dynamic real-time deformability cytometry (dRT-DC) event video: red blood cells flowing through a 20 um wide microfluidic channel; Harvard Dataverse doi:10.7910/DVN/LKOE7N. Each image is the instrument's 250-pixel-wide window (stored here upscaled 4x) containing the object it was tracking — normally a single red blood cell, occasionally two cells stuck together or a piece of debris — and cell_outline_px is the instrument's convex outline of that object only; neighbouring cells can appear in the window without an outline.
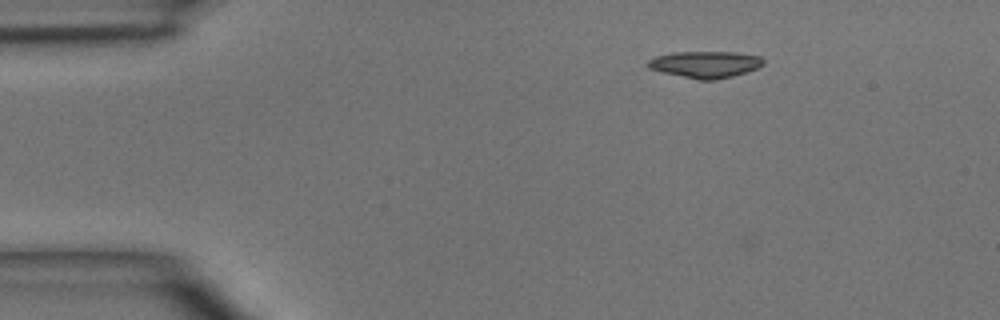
{"species": "common noctule bat (a hibernating species)", "species_latin": "Nyctalus noctula", "temperature_condition": "room temperature", "stored_images_in_passage": 6, "camera_frame_rate_fps": 3000, "um_per_image_px": 0.085, "animal": {"sex": "male", "body_mass_g": 15.6}, "frame": {"image": 1, "passage_image": 1, "time_ms": 0.0, "image_size_px": [1000, 320], "cell_outline_px": [[764, 64], [756, 68], [732, 76], [716, 80], [700, 80], [664, 72], [648, 68], [644, 64], [648, 60], [656, 56], [672, 52], [736, 52], [760, 56], [764, 60]], "centroid_in_image_um": [59.93, 5.46], "position_along_channel_um": 25.1, "area_um2": 17.86}}
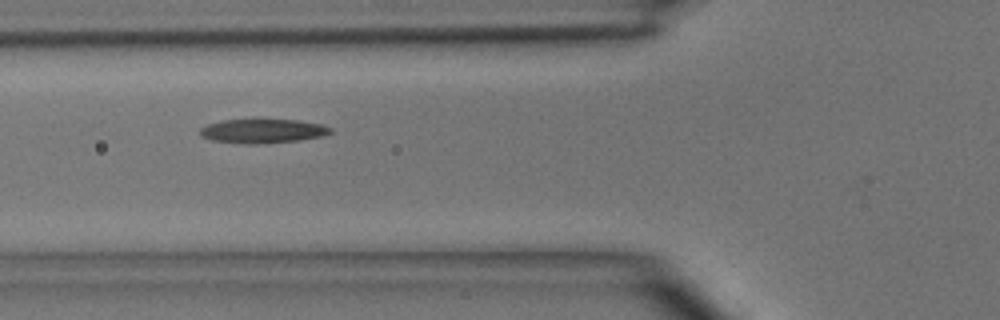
{"frame": {"image": 2, "passage_image": 4, "time_ms": 3.333, "image_size_px": [1000, 320], "cell_outline_px": [[332, 132], [324, 136], [300, 140], [256, 144], [248, 144], [212, 140], [200, 136], [200, 128], [208, 124], [220, 120], [296, 120], [320, 124], [332, 128]], "centroid_in_image_um": [22.33, 11.14], "position_along_channel_um": 103.5, "area_um2": 18.21}}
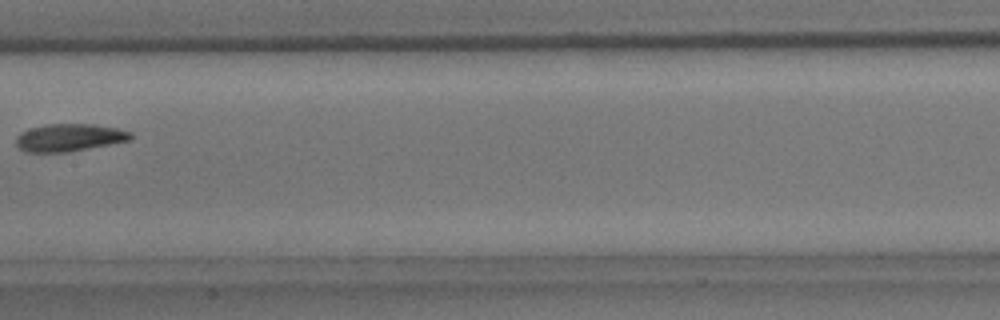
{"frame": {"image": 3, "passage_image": 6, "time_ms": 5.667, "image_size_px": [1000, 320], "cell_outline_px": [[132, 140], [68, 152], [28, 152], [20, 148], [16, 144], [16, 136], [20, 132], [32, 128], [48, 124], [92, 124], [116, 128], [132, 132]], "centroid_in_image_um": [5.9, 11.69], "position_along_channel_um": 201.5, "area_um2": 18.32}}